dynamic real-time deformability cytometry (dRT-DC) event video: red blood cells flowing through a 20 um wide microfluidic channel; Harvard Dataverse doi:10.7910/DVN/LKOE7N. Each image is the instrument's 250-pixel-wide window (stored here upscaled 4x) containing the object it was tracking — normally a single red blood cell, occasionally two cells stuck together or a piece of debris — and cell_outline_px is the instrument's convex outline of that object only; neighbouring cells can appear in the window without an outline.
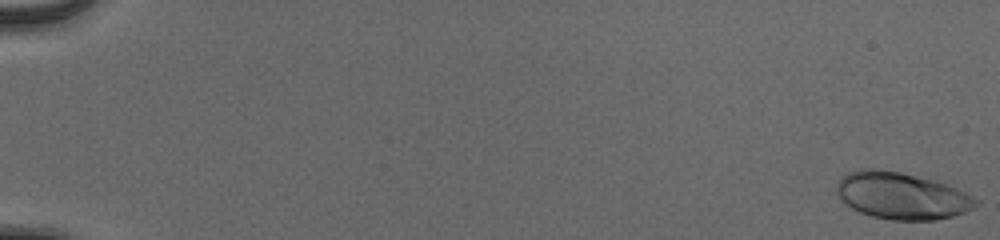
{"species": "human", "species_latin": "Homo sapiens", "temperature_condition": "cold", "stored_images_in_passage": 56, "camera_frame_rate_fps": 3000, "um_per_image_px": 0.085, "donor": {"sex": "male"}, "frame": {"image": 1, "passage_image": 1, "time_ms": 0.0, "image_size_px": [1000, 240], "cell_outline_px": [[980, 204], [964, 212], [952, 216], [936, 220], [892, 220], [872, 216], [860, 212], [844, 204], [840, 200], [836, 192], [836, 184], [848, 172], [864, 168], [872, 168], [900, 172], [948, 184], [980, 200]], "centroid_in_image_um": [76.63, 16.65], "position_along_channel_um": 8.4, "area_um2": 38.03}}
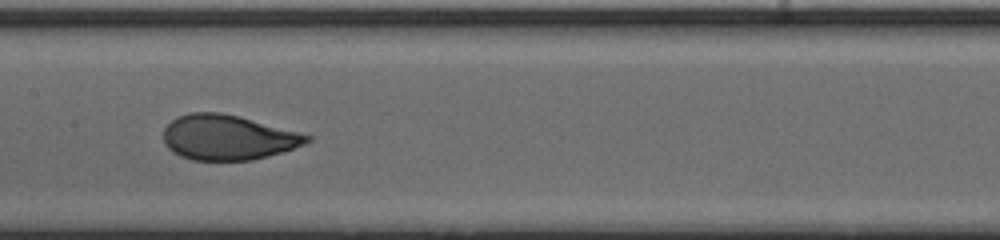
{"frame": {"image": 2, "passage_image": 31, "time_ms": 10.0, "image_size_px": [1000, 240], "cell_outline_px": [[312, 140], [304, 144], [268, 156], [252, 160], [192, 160], [180, 156], [172, 152], [164, 144], [164, 128], [176, 116], [188, 112], [220, 112], [240, 116], [312, 136]], "centroid_in_image_um": [19.32, 11.67], "position_along_channel_um": 188.1, "area_um2": 37.63}}
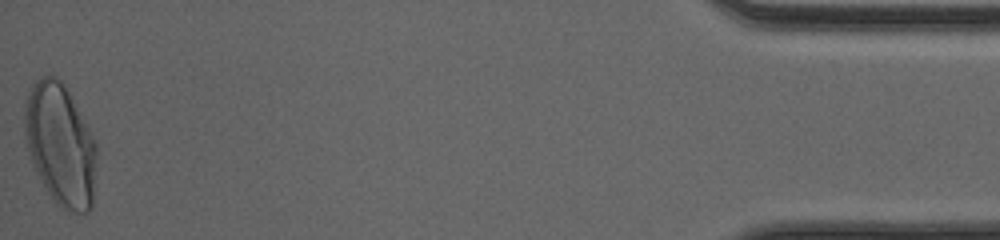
{"frame": {"image": 3, "passage_image": 56, "time_ms": 18.333, "image_size_px": [1000, 240], "cell_outline_px": [[96, 152], [92, 208], [88, 212], [76, 212], [64, 208], [56, 204], [48, 192], [36, 172], [24, 144], [24, 100], [28, 88], [32, 80], [44, 76], [56, 76], [64, 84], [88, 128], [96, 144]], "centroid_in_image_um": [5.07, 12.25], "position_along_channel_um": 430.1, "area_um2": 51.33}, "authors_computed_cell_mechanics": {"area_um2": 37.7723, "velocity_mm_per_s": 3.8863, "shape_relaxation_time_tau1_ms": 3.488, "shape_relaxation_time_tau2_ms": null, "deformation_change_tau1": 0.1976, "deformation_change_tau2": null}}